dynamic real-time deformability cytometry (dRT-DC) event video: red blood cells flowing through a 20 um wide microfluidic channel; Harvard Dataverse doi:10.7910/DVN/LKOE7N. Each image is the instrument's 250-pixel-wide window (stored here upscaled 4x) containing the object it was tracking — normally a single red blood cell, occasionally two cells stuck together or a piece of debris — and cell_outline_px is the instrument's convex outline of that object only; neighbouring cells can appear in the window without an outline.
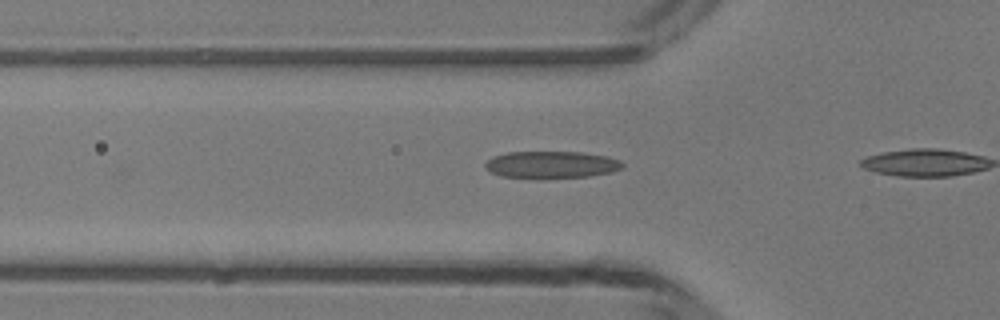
{"species": "common noctule bat (a hibernating species)", "species_latin": "Nyctalus noctula", "temperature_condition": "room temperature", "stored_images_in_passage": 10, "camera_frame_rate_fps": 3000, "um_per_image_px": 0.085, "animal": {"sex": "male", "body_mass_g": 13.3}, "frame": {"image": 1, "passage_image": 5, "time_ms": 1.333, "image_size_px": [1000, 320], "cell_outline_px": [[624, 168], [612, 172], [588, 176], [540, 180], [500, 176], [484, 168], [484, 164], [492, 156], [508, 152], [580, 152], [604, 156], [620, 160], [624, 164]], "centroid_in_image_um": [46.83, 14.03], "position_along_channel_um": 79.0, "area_um2": 22.2}}
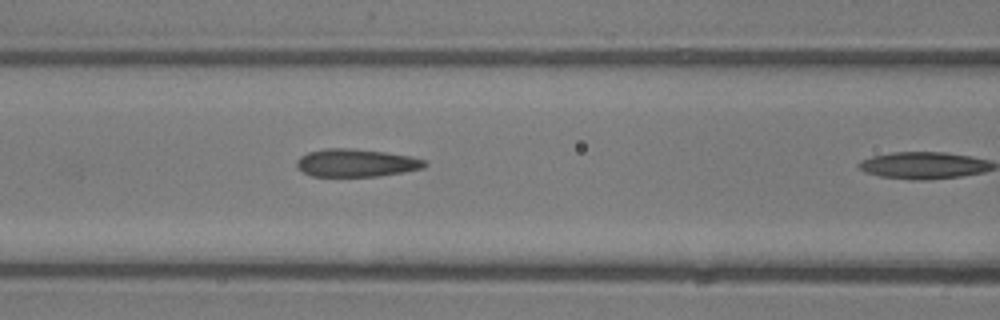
{"frame": {"image": 2, "passage_image": 9, "time_ms": 2.667, "image_size_px": [1000, 320], "cell_outline_px": [[428, 164], [424, 168], [404, 172], [376, 176], [312, 176], [296, 168], [296, 160], [300, 156], [308, 152], [328, 148], [348, 148], [384, 152], [408, 156], [424, 160]], "centroid_in_image_um": [30.24, 13.85], "position_along_channel_um": 136.4, "area_um2": 20.63}}